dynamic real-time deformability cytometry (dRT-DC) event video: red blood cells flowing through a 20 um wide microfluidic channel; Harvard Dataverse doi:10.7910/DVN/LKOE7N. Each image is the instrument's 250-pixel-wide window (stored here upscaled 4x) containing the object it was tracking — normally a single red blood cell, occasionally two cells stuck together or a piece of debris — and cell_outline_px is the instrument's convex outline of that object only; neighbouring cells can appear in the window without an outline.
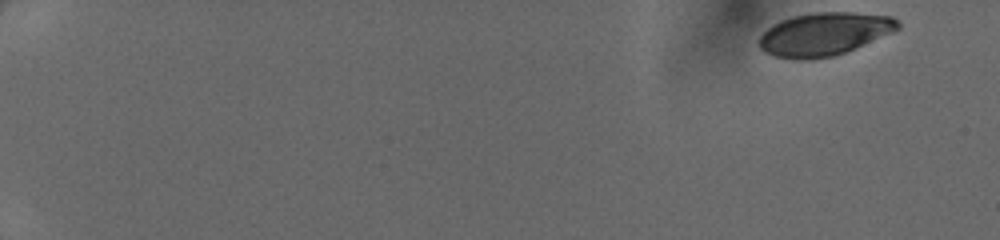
{"species": "human", "species_latin": "Homo sapiens", "temperature_condition": "cold", "stored_images_in_passage": 47, "camera_frame_rate_fps": 3000, "um_per_image_px": 0.085, "donor": {"sex": "female"}, "frame": {"image": 1, "passage_image": 1, "time_ms": 0.0, "image_size_px": [1000, 240], "cell_outline_px": [[900, 28], [892, 32], [856, 48], [836, 56], [804, 60], [776, 56], [764, 52], [760, 48], [760, 36], [772, 24], [780, 20], [792, 16], [812, 12], [856, 12], [892, 16], [900, 24]], "centroid_in_image_um": [70.07, 2.88], "position_along_channel_um": 14.9, "area_um2": 34.85}}
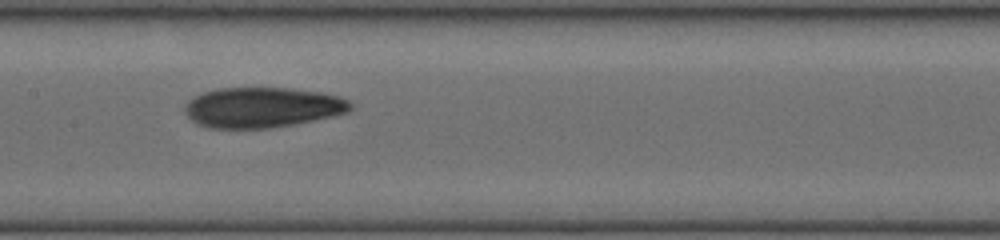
{"frame": {"image": 2, "passage_image": 26, "time_ms": 8.333, "image_size_px": [1000, 240], "cell_outline_px": [[352, 108], [348, 112], [332, 116], [292, 124], [268, 128], [208, 128], [196, 124], [184, 112], [184, 104], [192, 96], [216, 88], [292, 88], [320, 92], [340, 96], [348, 100], [352, 104]], "centroid_in_image_um": [22.26, 9.12], "position_along_channel_um": 185.1, "area_um2": 39.07}}
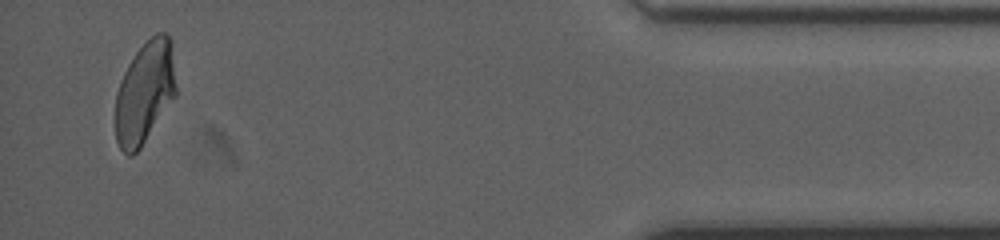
{"frame": {"image": 3, "passage_image": 46, "time_ms": 15.0, "image_size_px": [1000, 240], "cell_outline_px": [[176, 96], [140, 148], [132, 156], [128, 156], [120, 148], [116, 140], [116, 92], [120, 80], [128, 64], [136, 52], [156, 32], [164, 32], [172, 40], [176, 84]], "centroid_in_image_um": [12.32, 7.85], "position_along_channel_um": 422.9, "area_um2": 36.18}}